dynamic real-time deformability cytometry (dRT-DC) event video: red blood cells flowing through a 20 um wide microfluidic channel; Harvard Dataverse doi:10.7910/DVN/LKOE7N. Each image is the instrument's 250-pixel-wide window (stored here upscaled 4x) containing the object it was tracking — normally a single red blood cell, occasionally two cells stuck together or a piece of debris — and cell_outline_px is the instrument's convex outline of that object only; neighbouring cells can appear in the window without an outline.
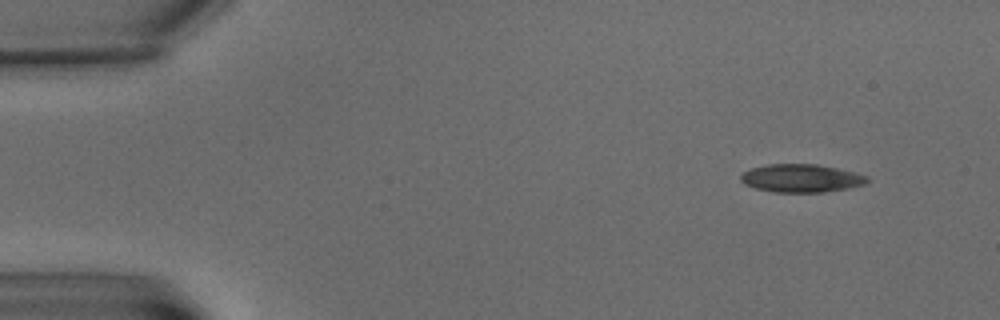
{"species": "common noctule bat (a hibernating species)", "species_latin": "Nyctalus noctula", "temperature_condition": "warm", "stored_images_in_passage": 5, "camera_frame_rate_fps": 3000, "um_per_image_px": 0.085, "animal": {"sex": "male", "body_mass_g": 15.6}, "frame": {"image": 1, "passage_image": 1, "time_ms": 0.0, "image_size_px": [1000, 320], "cell_outline_px": [[868, 184], [848, 188], [824, 192], [772, 192], [756, 188], [744, 184], [740, 180], [740, 176], [744, 172], [752, 168], [768, 164], [816, 164], [856, 172], [868, 176]], "centroid_in_image_um": [68.13, 15.15], "position_along_channel_um": 16.9, "area_um2": 20.75}}
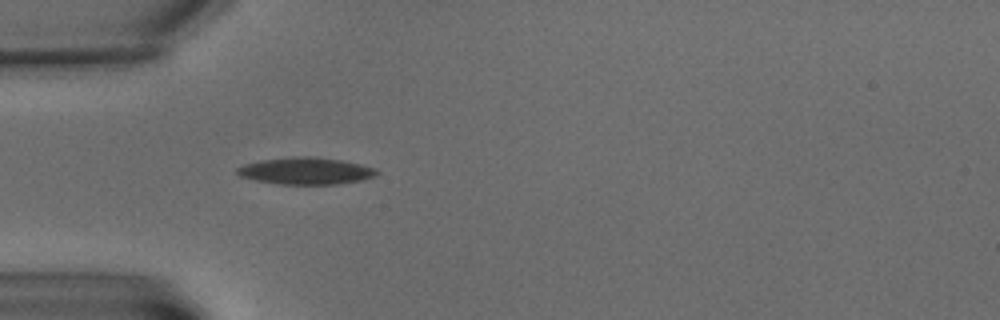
{"frame": {"image": 2, "passage_image": 5, "time_ms": 5.0, "image_size_px": [1000, 320], "cell_outline_px": [[380, 172], [376, 176], [364, 180], [340, 184], [280, 184], [256, 180], [240, 176], [236, 172], [236, 168], [244, 164], [264, 160], [300, 156], [304, 156], [340, 160], [360, 164], [372, 168]], "centroid_in_image_um": [26.02, 14.54], "position_along_channel_um": 59.0, "area_um2": 21.62}}